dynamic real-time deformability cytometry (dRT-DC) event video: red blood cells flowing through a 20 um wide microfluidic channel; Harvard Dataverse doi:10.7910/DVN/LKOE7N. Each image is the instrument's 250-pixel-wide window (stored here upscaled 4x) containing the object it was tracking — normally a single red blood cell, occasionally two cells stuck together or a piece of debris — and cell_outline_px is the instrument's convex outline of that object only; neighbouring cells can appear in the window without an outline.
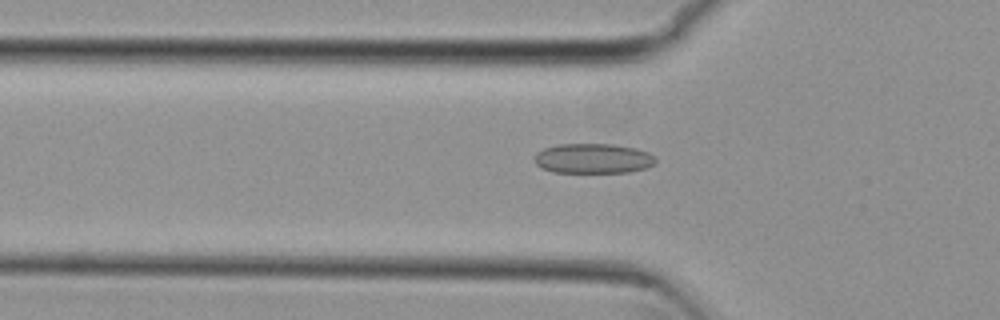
{"species": "common noctule bat (a hibernating species)", "species_latin": "Nyctalus noctula", "temperature_condition": "cold", "stored_images_in_passage": 32, "camera_frame_rate_fps": 3000, "um_per_image_px": 0.085, "animal": {"sex": "female", "body_mass_g": 29.2, "forearm_length_mm": 56.3}, "frame": {"image": 1, "passage_image": 3, "time_ms": 0.667, "image_size_px": [1000, 320], "cell_outline_px": [[656, 160], [652, 164], [644, 168], [628, 172], [552, 172], [540, 168], [532, 160], [536, 152], [544, 148], [556, 144], [612, 144], [636, 148], [648, 152]], "centroid_in_image_um": [50.33, 13.46], "position_along_channel_um": 75.5, "area_um2": 21.15}}
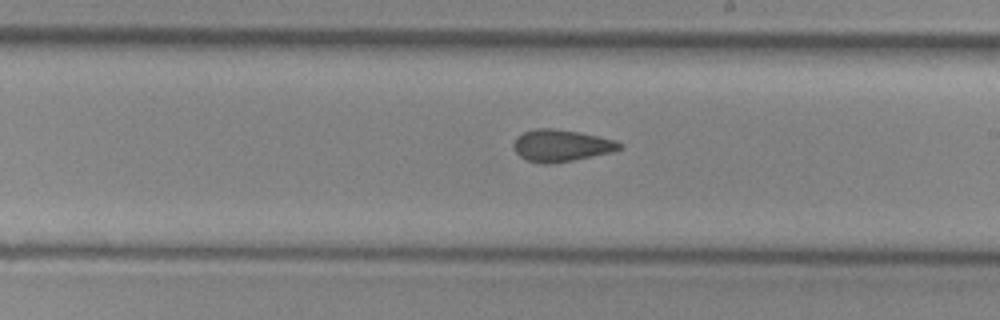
{"frame": {"image": 2, "passage_image": 16, "time_ms": 5.0, "image_size_px": [1000, 320], "cell_outline_px": [[624, 148], [612, 152], [552, 164], [540, 164], [528, 160], [520, 156], [516, 152], [512, 144], [516, 136], [524, 132], [536, 128], [552, 128], [580, 132], [616, 140], [624, 144]], "centroid_in_image_um": [47.72, 12.37], "position_along_channel_um": 241.3, "area_um2": 19.88}}
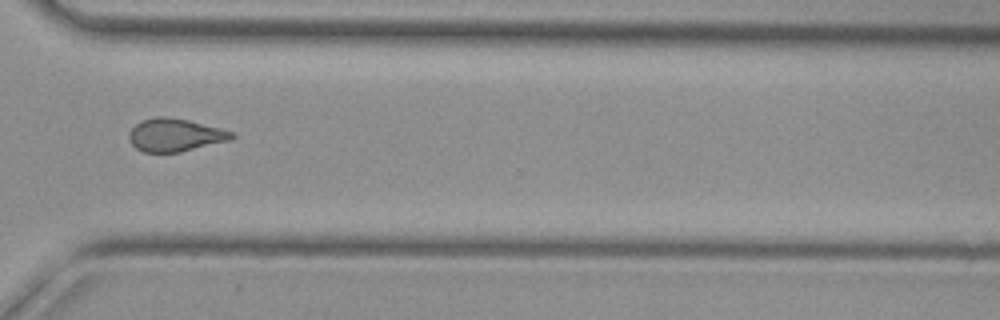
{"frame": {"image": 3, "passage_image": 25, "time_ms": 8.0, "image_size_px": [1000, 320], "cell_outline_px": [[236, 136], [232, 140], [180, 152], [144, 152], [136, 148], [132, 144], [128, 136], [132, 128], [136, 124], [144, 120], [156, 116], [168, 116], [188, 120], [236, 132]], "centroid_in_image_um": [14.93, 11.47], "position_along_channel_um": 355.7, "area_um2": 19.77}, "authors_computed_cell_mechanics": {"area_um2": 19.652, "velocity_mm_per_s": 3.8147, "shape_relaxation_time_tau1_ms": null, "shape_relaxation_time_tau2_ms": 2.2789, "deformation_change_tau1": null, "deformation_change_tau2": 0.0873}}